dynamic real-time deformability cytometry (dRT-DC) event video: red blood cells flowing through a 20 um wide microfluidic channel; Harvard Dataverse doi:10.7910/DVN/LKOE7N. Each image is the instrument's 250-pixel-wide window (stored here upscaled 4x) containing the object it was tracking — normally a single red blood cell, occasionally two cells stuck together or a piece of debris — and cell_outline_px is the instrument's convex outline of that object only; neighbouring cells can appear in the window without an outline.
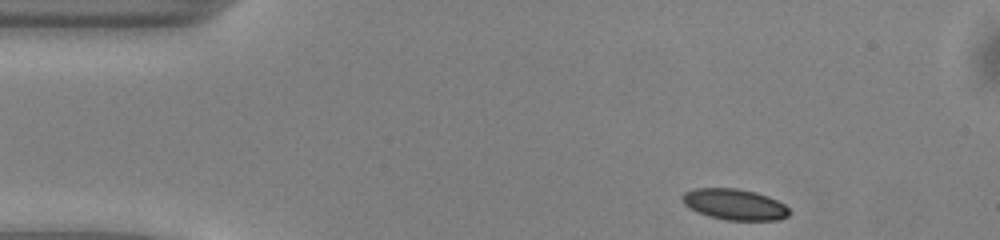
{"species": "common noctule bat (a hibernating species)", "species_latin": "Nyctalus noctula", "temperature_condition": "warm", "stored_images_in_passage": 44, "camera_frame_rate_fps": 3000, "um_per_image_px": 0.085, "animal": {"sex": "male", "body_mass_g": 13.0, "forearm_length_mm": 53.1}, "frame": {"image": 1, "passage_image": 1, "time_ms": 0.0, "image_size_px": [1000, 240], "cell_outline_px": [[788, 216], [776, 220], [728, 220], [708, 216], [688, 208], [684, 204], [680, 196], [684, 192], [692, 188], [736, 188], [756, 192], [768, 196], [784, 204], [788, 208]], "centroid_in_image_um": [62.38, 17.36], "position_along_channel_um": 22.6, "area_um2": 19.36}}
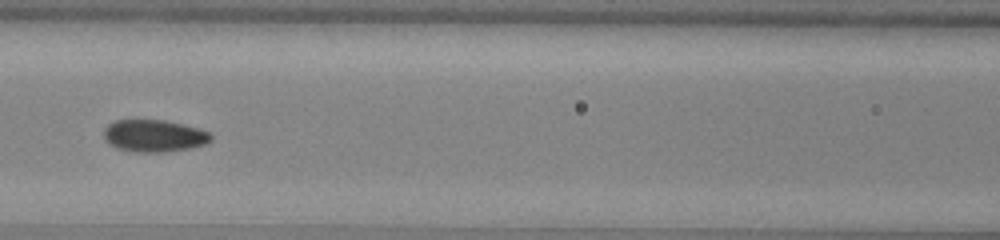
{"frame": {"image": 2, "passage_image": 16, "time_ms": 5.0, "image_size_px": [1000, 240], "cell_outline_px": [[212, 140], [204, 144], [188, 148], [164, 152], [136, 152], [120, 148], [108, 144], [104, 140], [104, 128], [108, 124], [116, 120], [164, 120], [184, 124], [200, 128], [208, 132], [212, 136]], "centroid_in_image_um": [13.09, 11.53], "position_along_channel_um": 153.5, "area_um2": 20.06}}
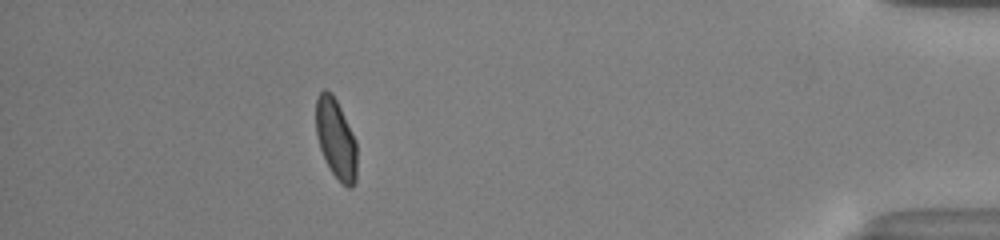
{"frame": {"image": 3, "passage_image": 39, "time_ms": 12.667, "image_size_px": [1000, 240], "cell_outline_px": [[356, 180], [352, 188], [348, 188], [332, 172], [320, 148], [316, 132], [316, 100], [320, 92], [324, 88], [332, 92], [356, 140]], "centroid_in_image_um": [28.55, 11.77], "position_along_channel_um": 406.6, "area_um2": 18.79}, "authors_computed_cell_mechanics": {"area_um2": 19.4208, "velocity_mm_per_s": 4.0629, "shape_relaxation_time_tau1_ms": 3.5215, "shape_relaxation_time_tau2_ms": 1.5135, "deformation_change_tau1": 0.1073, "deformation_change_tau2": 0.06}}